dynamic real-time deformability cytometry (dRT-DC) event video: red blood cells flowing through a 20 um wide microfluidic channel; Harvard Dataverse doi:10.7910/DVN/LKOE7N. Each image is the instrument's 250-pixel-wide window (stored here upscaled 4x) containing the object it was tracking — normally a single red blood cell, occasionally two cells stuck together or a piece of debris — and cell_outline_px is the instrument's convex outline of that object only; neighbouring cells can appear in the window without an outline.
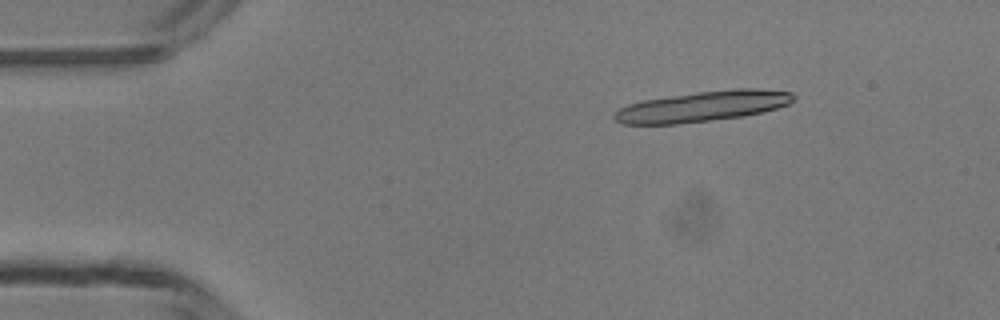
{"species": "common noctule bat (a hibernating species)", "species_latin": "Nyctalus noctula", "temperature_condition": "room temperature", "stored_images_in_passage": 10, "camera_frame_rate_fps": 3000, "um_per_image_px": 0.085, "animal": {"sex": "male", "body_mass_g": 13.3}, "frame": {"image": 1, "passage_image": 1, "time_ms": 0.0, "image_size_px": [1000, 320], "cell_outline_px": [[796, 96], [788, 104], [776, 108], [744, 116], [676, 124], [624, 124], [616, 120], [612, 116], [612, 112], [628, 104], [644, 100], [696, 92], [732, 88], [760, 88], [792, 92]], "centroid_in_image_um": [59.72, 9.03], "position_along_channel_um": 25.3, "area_um2": 31.79}}